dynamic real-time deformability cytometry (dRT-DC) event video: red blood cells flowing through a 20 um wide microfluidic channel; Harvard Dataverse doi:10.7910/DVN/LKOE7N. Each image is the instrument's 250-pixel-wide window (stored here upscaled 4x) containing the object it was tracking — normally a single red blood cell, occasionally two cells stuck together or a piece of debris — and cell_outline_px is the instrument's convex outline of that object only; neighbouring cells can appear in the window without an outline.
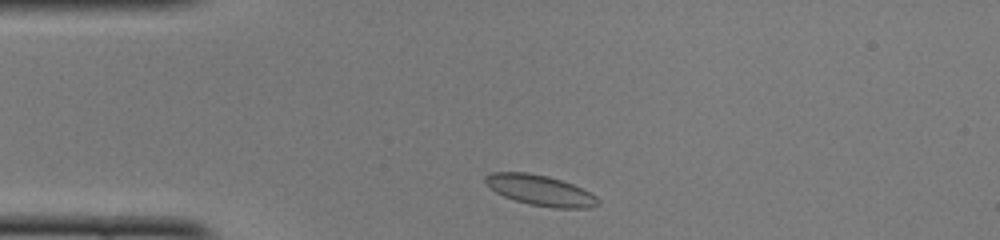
{"species": "common noctule bat (a hibernating species)", "species_latin": "Nyctalus noctula", "temperature_condition": "cold", "stored_images_in_passage": 40, "camera_frame_rate_fps": 3000, "um_per_image_px": 0.085, "animal": {"sex": "female", "body_mass_g": 22.0, "forearm_length_mm": 56.7}, "frame": {"image": 1, "passage_image": 2, "time_ms": 0.333, "image_size_px": [1000, 240], "cell_outline_px": [[600, 204], [588, 208], [556, 208], [528, 204], [504, 196], [496, 192], [484, 184], [484, 176], [492, 172], [528, 172], [548, 176], [572, 184], [596, 196], [600, 200]], "centroid_in_image_um": [45.89, 16.17], "position_along_channel_um": 39.1, "area_um2": 20.0}}
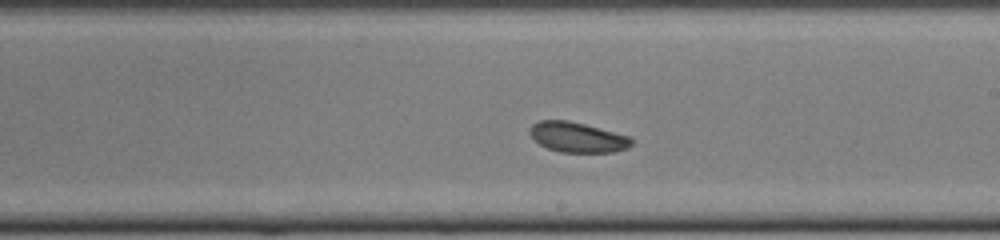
{"frame": {"image": 2, "passage_image": 19, "time_ms": 6.0, "image_size_px": [1000, 240], "cell_outline_px": [[636, 140], [628, 148], [612, 152], [560, 152], [548, 148], [540, 144], [528, 132], [528, 128], [532, 124], [540, 120], [568, 120], [632, 136]], "centroid_in_image_um": [49.12, 11.66], "position_along_channel_um": 239.9, "area_um2": 18.03}}
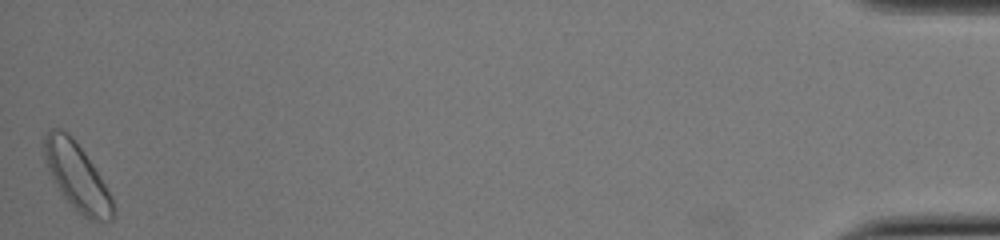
{"frame": {"image": 3, "passage_image": 40, "time_ms": 13.0, "image_size_px": [1000, 240], "cell_outline_px": [[116, 212], [112, 220], [96, 224], [84, 216], [64, 196], [48, 172], [44, 156], [44, 140], [48, 132], [52, 128], [60, 128], [68, 132], [72, 136], [84, 152], [100, 176], [112, 196]], "centroid_in_image_um": [6.58, 15.04], "position_along_channel_um": 428.6, "area_um2": 26.82}, "authors_computed_cell_mechanics": {"area_um2": 18.7561, "velocity_mm_per_s": 4.0188, "shape_relaxation_time_tau1_ms": 3.014, "shape_relaxation_time_tau2_ms": null, "deformation_change_tau1": 0.0419, "deformation_change_tau2": null}}